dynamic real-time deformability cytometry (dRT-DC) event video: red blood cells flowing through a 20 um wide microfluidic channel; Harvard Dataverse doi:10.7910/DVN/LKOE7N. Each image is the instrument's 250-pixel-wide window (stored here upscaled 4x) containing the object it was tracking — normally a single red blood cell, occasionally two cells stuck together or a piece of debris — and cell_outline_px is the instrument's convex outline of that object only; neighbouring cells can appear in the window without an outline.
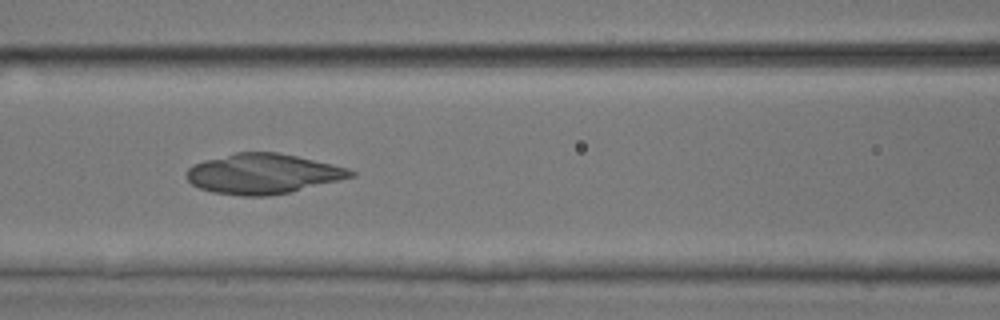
{"species": "common noctule bat (a hibernating species)", "species_latin": "Nyctalus noctula", "temperature_condition": "room temperature", "stored_images_in_passage": 34, "camera_frame_rate_fps": 3000, "um_per_image_px": 0.085, "animal": {"sex": "male", "body_mass_g": 17.9, "forearm_length_mm": 54.2}, "frame": {"image": 1, "passage_image": 13, "time_ms": 4.0, "image_size_px": [1000, 320], "cell_outline_px": [[356, 176], [288, 192], [268, 196], [240, 196], [212, 192], [200, 188], [192, 184], [188, 180], [188, 168], [192, 164], [204, 160], [236, 152], [276, 152], [296, 156], [332, 164], [348, 168], [356, 172]], "centroid_in_image_um": [22.34, 14.77], "position_along_channel_um": 144.3, "area_um2": 38.09}}
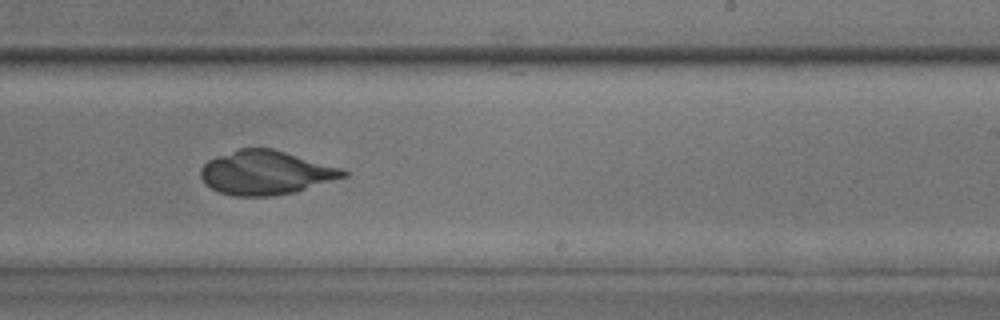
{"frame": {"image": 2, "passage_image": 22, "time_ms": 7.0, "image_size_px": [1000, 320], "cell_outline_px": [[348, 176], [292, 192], [272, 196], [236, 196], [220, 192], [204, 184], [200, 176], [200, 168], [208, 160], [216, 156], [240, 148], [272, 148], [344, 168], [348, 172]], "centroid_in_image_um": [22.58, 14.66], "position_along_channel_um": 266.4, "area_um2": 36.53}}
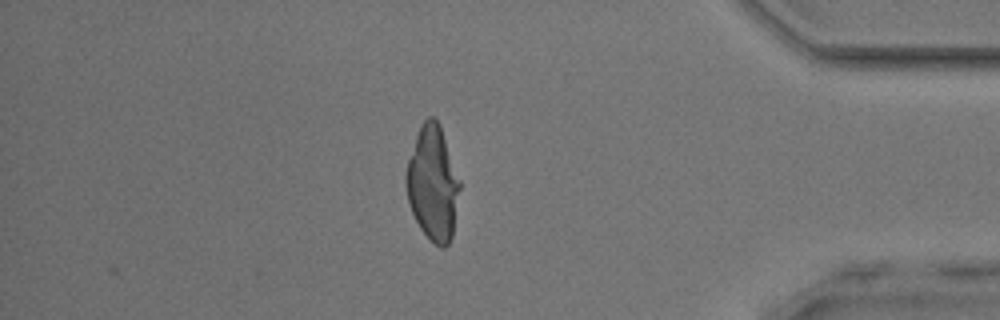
{"frame": {"image": 3, "passage_image": 34, "time_ms": 11.0, "image_size_px": [1000, 320], "cell_outline_px": [[460, 188], [452, 236], [448, 244], [444, 248], [440, 248], [420, 228], [412, 212], [408, 200], [404, 180], [404, 176], [408, 160], [420, 124], [428, 116], [432, 116], [440, 124], [460, 180]], "centroid_in_image_um": [36.78, 15.56], "position_along_channel_um": 398.4, "area_um2": 35.66}}